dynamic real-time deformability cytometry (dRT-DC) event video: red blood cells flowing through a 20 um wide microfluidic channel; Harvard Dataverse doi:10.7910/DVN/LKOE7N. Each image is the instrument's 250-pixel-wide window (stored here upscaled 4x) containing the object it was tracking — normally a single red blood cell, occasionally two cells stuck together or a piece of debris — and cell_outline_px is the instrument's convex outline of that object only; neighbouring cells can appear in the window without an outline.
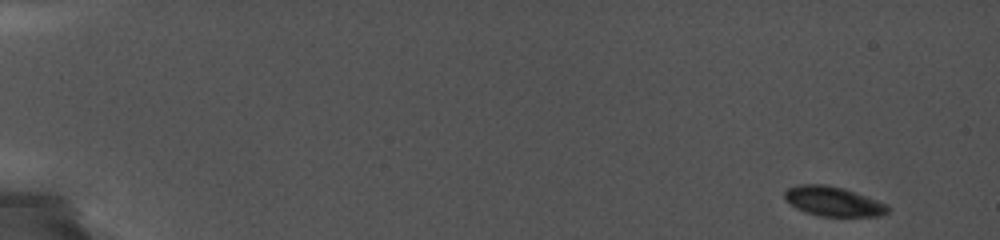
{"species": "common noctule bat (a hibernating species)", "species_latin": "Nyctalus noctula", "temperature_condition": "cold", "stored_images_in_passage": 57, "camera_frame_rate_fps": 5000, "um_per_image_px": 0.085, "animal": {"sex": "female", "body_mass_g": 19.0, "forearm_length_mm": 56.7}, "frame": {"image": 1, "passage_image": 1, "time_ms": 0.0, "image_size_px": [1000, 240], "cell_outline_px": [[892, 208], [888, 212], [880, 216], [816, 216], [804, 212], [796, 208], [784, 200], [784, 192], [788, 188], [796, 184], [824, 184], [844, 188], [888, 204]], "centroid_in_image_um": [70.81, 17.12], "position_along_channel_um": 14.2, "area_um2": 18.09}}
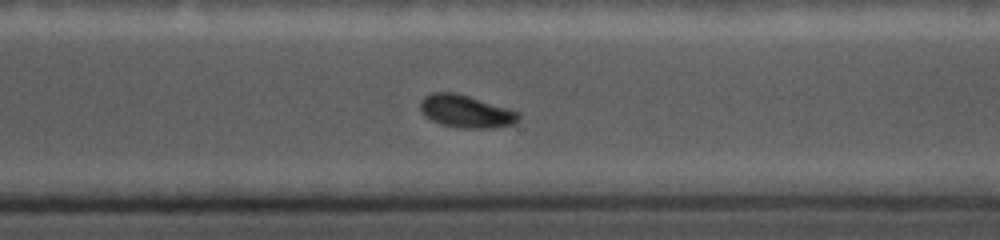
{"frame": {"image": 2, "passage_image": 42, "time_ms": 13.0, "image_size_px": [1000, 240], "cell_outline_px": [[520, 120], [516, 124], [492, 128], [460, 128], [440, 124], [424, 116], [420, 108], [420, 100], [424, 96], [432, 92], [456, 92], [508, 108], [520, 112]], "centroid_in_image_um": [39.62, 9.47], "position_along_channel_um": 331.0, "area_um2": 18.96}}
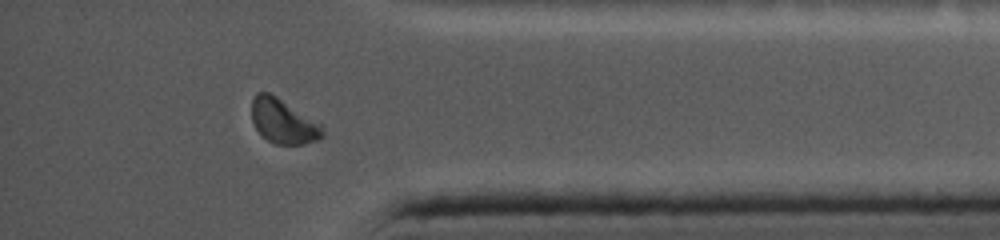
{"frame": {"image": 3, "passage_image": 52, "time_ms": 15.2, "image_size_px": [1000, 240], "cell_outline_px": [[324, 136], [320, 140], [304, 144], [276, 144], [268, 140], [256, 128], [252, 120], [252, 100], [256, 92], [268, 92], [276, 96], [320, 124], [324, 128]], "centroid_in_image_um": [24.08, 10.32], "position_along_channel_um": 411.1, "area_um2": 18.15}, "authors_computed_cell_mechanics": {"area_um2": 18.7272, "velocity_mm_per_s": 3.7162, "shape_relaxation_time_tau1_ms": null, "shape_relaxation_time_tau2_ms": 8.2974, "deformation_change_tau1": null, "deformation_change_tau2": 0.088}}